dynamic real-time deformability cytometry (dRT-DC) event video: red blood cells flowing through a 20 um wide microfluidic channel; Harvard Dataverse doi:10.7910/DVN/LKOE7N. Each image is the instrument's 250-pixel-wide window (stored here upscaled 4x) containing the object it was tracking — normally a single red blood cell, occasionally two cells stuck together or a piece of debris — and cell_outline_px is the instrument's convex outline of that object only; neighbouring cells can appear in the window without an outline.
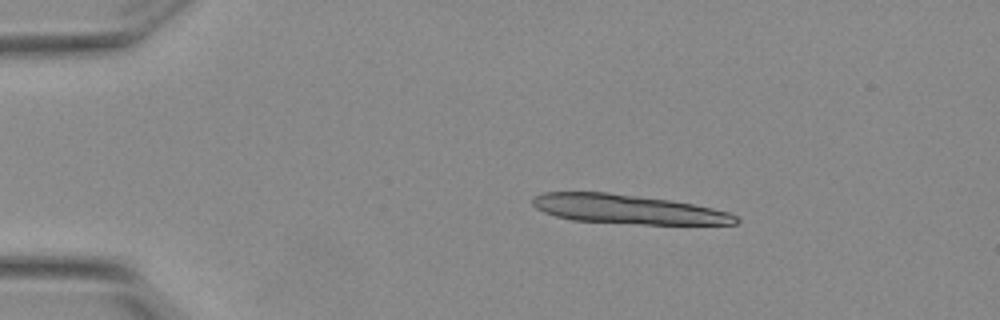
{"species": "Egyptian fruit bat (a non-hibernating species)", "species_latin": "Rousettus aegyptiacus", "temperature_condition": "warm", "stored_images_in_passage": 5, "segment_of_instrument_passage": [1, 2], "camera_frame_rate_fps": 3000, "um_per_image_px": 0.085, "animal": {"sex": "female"}, "frame": {"image": 1, "passage_image": 2, "time_ms": 0.333, "image_size_px": [1000, 320], "cell_outline_px": [[740, 220], [736, 224], [640, 224], [572, 220], [556, 216], [544, 212], [536, 208], [532, 204], [532, 200], [536, 196], [544, 192], [608, 192], [668, 200], [692, 204], [712, 208], [728, 212], [736, 216]], "centroid_in_image_um": [53.35, 17.79], "position_along_channel_um": 31.7, "area_um2": 34.28}}